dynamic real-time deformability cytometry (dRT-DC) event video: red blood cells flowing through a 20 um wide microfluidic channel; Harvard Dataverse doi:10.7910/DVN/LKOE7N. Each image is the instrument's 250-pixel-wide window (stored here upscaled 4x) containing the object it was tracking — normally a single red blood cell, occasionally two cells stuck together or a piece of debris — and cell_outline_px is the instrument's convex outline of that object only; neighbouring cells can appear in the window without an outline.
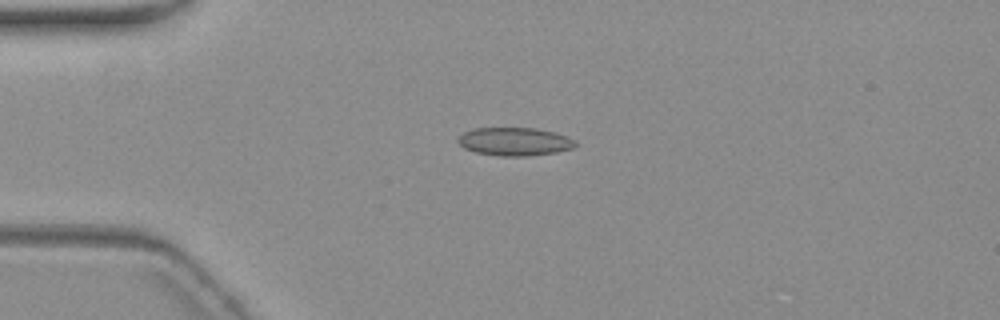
{"species": "common noctule bat (a hibernating species)", "species_latin": "Nyctalus noctula", "temperature_condition": "warm", "stored_images_in_passage": 3, "camera_frame_rate_fps": 3000, "um_per_image_px": 0.085, "animal": {"sex": "female", "body_mass_g": 19.3, "forearm_length_mm": 54.1}, "frame": {"image": 1, "passage_image": 2, "time_ms": 1.333, "image_size_px": [1000, 320], "cell_outline_px": [[576, 144], [572, 148], [556, 152], [528, 156], [496, 156], [476, 152], [464, 148], [456, 140], [464, 132], [472, 128], [536, 128], [556, 132], [568, 136], [576, 140]], "centroid_in_image_um": [43.75, 12.03], "position_along_channel_um": 41.2, "area_um2": 19.42}}